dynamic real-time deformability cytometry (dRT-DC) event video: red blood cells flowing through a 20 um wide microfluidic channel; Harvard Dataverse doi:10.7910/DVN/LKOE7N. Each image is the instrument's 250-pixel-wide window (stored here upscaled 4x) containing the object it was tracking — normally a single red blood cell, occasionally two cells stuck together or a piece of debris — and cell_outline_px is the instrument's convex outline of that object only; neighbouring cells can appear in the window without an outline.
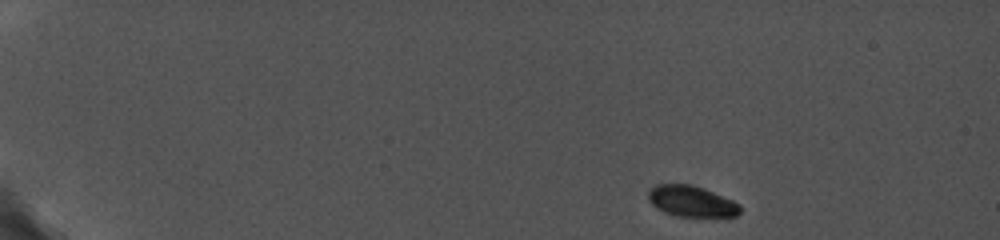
{"species": "common noctule bat (a hibernating species)", "species_latin": "Nyctalus noctula", "temperature_condition": "cold", "stored_images_in_passage": 51, "camera_frame_rate_fps": 5000, "um_per_image_px": 0.085, "animal": {"sex": "female", "body_mass_g": 19.0, "forearm_length_mm": 56.7}, "frame": {"image": 1, "passage_image": 1, "time_ms": 0.0, "image_size_px": [1000, 240], "cell_outline_px": [[740, 212], [736, 216], [676, 216], [664, 212], [656, 208], [648, 200], [648, 192], [656, 184], [692, 184], [704, 188], [732, 200], [740, 204]], "centroid_in_image_um": [58.75, 17.1], "position_along_channel_um": 26.2, "area_um2": 16.53}}
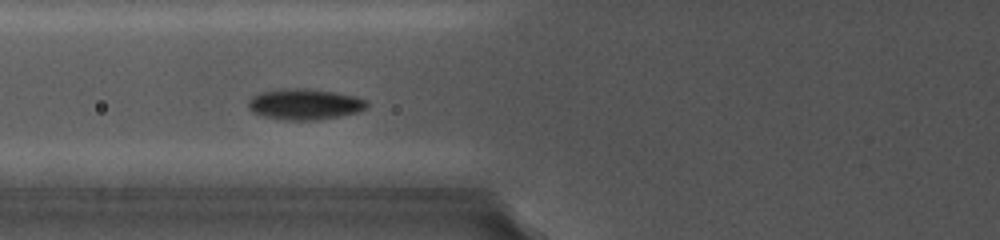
{"frame": {"image": 2, "passage_image": 20, "time_ms": 5.4, "image_size_px": [1000, 240], "cell_outline_px": [[368, 104], [364, 108], [356, 112], [340, 116], [316, 120], [284, 120], [264, 116], [252, 112], [248, 108], [248, 100], [252, 96], [260, 92], [280, 88], [304, 88], [332, 92], [356, 96], [368, 100]], "centroid_in_image_um": [25.86, 8.85], "position_along_channel_um": 99.9, "area_um2": 21.39}}
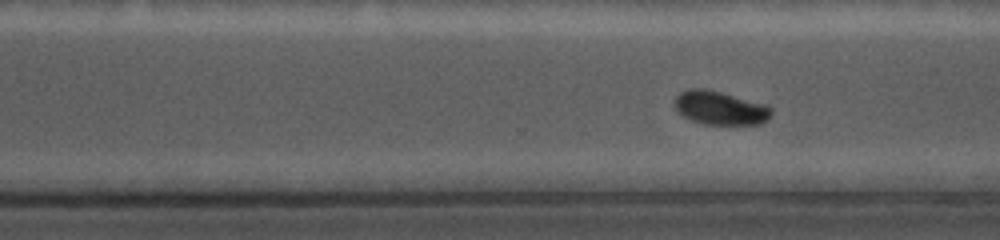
{"frame": {"image": 3, "passage_image": 43, "time_ms": 11.0, "image_size_px": [1000, 240], "cell_outline_px": [[772, 116], [768, 120], [760, 124], [704, 124], [692, 120], [684, 116], [676, 108], [676, 96], [680, 92], [692, 88], [704, 88], [768, 104], [772, 108]], "centroid_in_image_um": [61.28, 9.17], "position_along_channel_um": 309.3, "area_um2": 18.9}}